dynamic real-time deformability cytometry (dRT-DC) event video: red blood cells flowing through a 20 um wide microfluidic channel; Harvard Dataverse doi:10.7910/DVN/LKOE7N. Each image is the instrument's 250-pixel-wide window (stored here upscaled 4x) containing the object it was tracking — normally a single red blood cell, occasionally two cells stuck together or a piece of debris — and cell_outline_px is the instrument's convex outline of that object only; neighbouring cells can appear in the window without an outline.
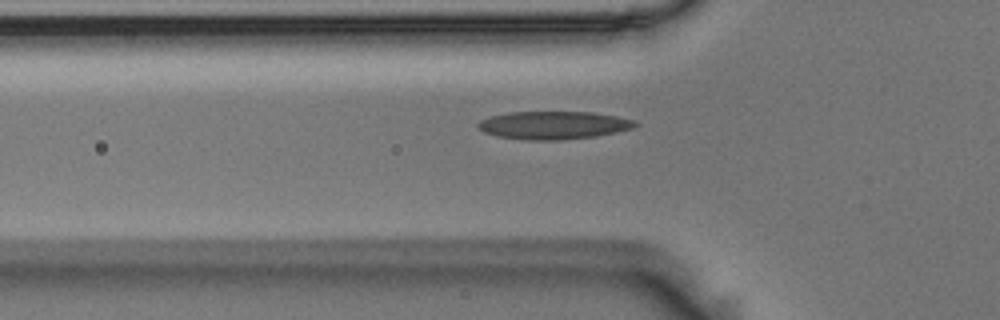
{"species": "Egyptian fruit bat (a non-hibernating species)", "species_latin": "Rousettus aegyptiacus", "temperature_condition": "room temperature", "stored_images_in_passage": 41, "camera_frame_rate_fps": 3000, "um_per_image_px": 0.085, "animal": {"sex": "male"}, "frame": {"image": 1, "passage_image": 8, "time_ms": 2.333, "image_size_px": [1000, 320], "cell_outline_px": [[640, 124], [632, 128], [616, 132], [596, 136], [560, 140], [528, 140], [496, 136], [484, 132], [476, 124], [480, 120], [492, 116], [508, 112], [592, 112], [616, 116], [636, 120]], "centroid_in_image_um": [47.07, 10.64], "position_along_channel_um": 78.7, "area_um2": 25.61}}
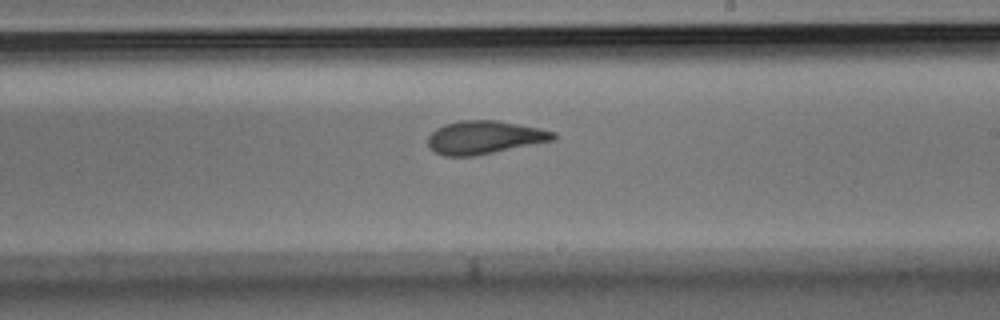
{"frame": {"image": 2, "passage_image": 22, "time_ms": 7.0, "image_size_px": [1000, 320], "cell_outline_px": [[556, 140], [472, 156], [444, 156], [436, 152], [428, 144], [428, 136], [436, 128], [444, 124], [460, 120], [496, 120], [540, 128], [556, 132]], "centroid_in_image_um": [41.19, 11.67], "position_along_channel_um": 247.8, "area_um2": 24.16}}
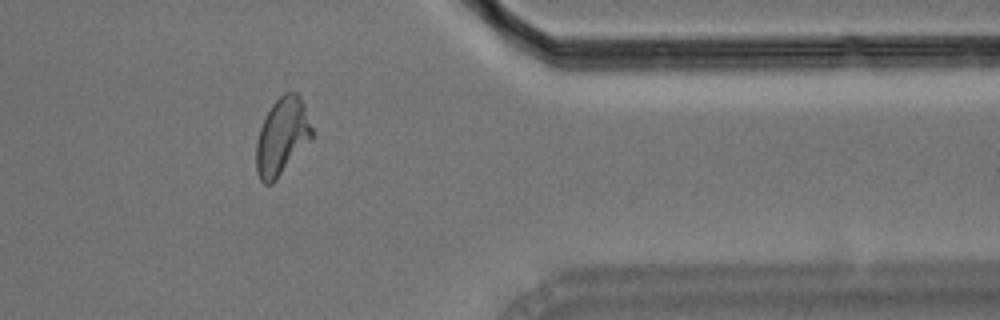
{"frame": {"image": 3, "passage_image": 35, "time_ms": 11.333, "image_size_px": [1000, 320], "cell_outline_px": [[312, 140], [276, 180], [272, 184], [264, 184], [260, 180], [256, 172], [256, 144], [260, 128], [272, 104], [284, 92], [296, 92], [300, 96], [304, 104], [312, 128]], "centroid_in_image_um": [23.98, 11.63], "position_along_channel_um": 387.4, "area_um2": 25.09}}